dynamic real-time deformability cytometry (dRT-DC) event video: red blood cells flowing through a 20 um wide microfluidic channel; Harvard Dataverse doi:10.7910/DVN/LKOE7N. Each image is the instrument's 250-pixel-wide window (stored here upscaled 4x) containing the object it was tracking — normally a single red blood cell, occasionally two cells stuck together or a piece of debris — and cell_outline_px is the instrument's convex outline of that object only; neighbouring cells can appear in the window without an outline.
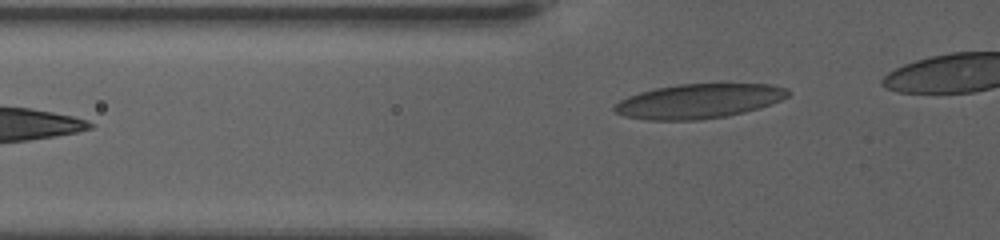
{"species": "human", "species_latin": "Homo sapiens", "temperature_condition": "warm", "stored_images_in_passage": 36, "camera_frame_rate_fps": 3000, "um_per_image_px": 0.085, "donor": {"sex": "female"}, "frame": {"image": 1, "passage_image": 5, "time_ms": 1.333, "image_size_px": [1000, 240], "cell_outline_px": [[788, 96], [780, 100], [760, 108], [728, 116], [696, 120], [648, 120], [624, 116], [616, 112], [612, 108], [612, 104], [628, 96], [640, 92], [656, 88], [680, 84], [720, 80], [768, 84], [788, 88]], "centroid_in_image_um": [59.44, 8.54], "position_along_channel_um": 66.4, "area_um2": 36.13}}
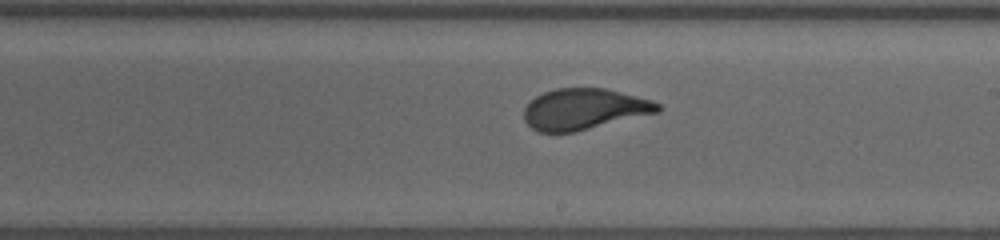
{"frame": {"image": 2, "passage_image": 20, "time_ms": 6.333, "image_size_px": [1000, 240], "cell_outline_px": [[664, 108], [660, 112], [572, 132], [536, 132], [524, 120], [524, 108], [536, 96], [544, 92], [556, 88], [604, 88], [652, 100], [660, 104]], "centroid_in_image_um": [49.66, 9.27], "position_along_channel_um": 239.3, "area_um2": 31.85}}
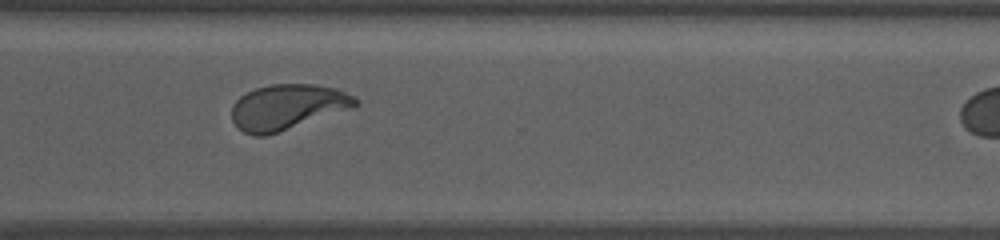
{"frame": {"image": 3, "passage_image": 29, "time_ms": 9.333, "image_size_px": [1000, 240], "cell_outline_px": [[360, 104], [352, 108], [268, 136], [252, 136], [244, 132], [232, 120], [232, 104], [240, 96], [256, 88], [272, 84], [316, 84], [336, 88], [356, 96], [360, 100]], "centroid_in_image_um": [24.46, 9.09], "position_along_channel_um": 346.1, "area_um2": 32.95}}